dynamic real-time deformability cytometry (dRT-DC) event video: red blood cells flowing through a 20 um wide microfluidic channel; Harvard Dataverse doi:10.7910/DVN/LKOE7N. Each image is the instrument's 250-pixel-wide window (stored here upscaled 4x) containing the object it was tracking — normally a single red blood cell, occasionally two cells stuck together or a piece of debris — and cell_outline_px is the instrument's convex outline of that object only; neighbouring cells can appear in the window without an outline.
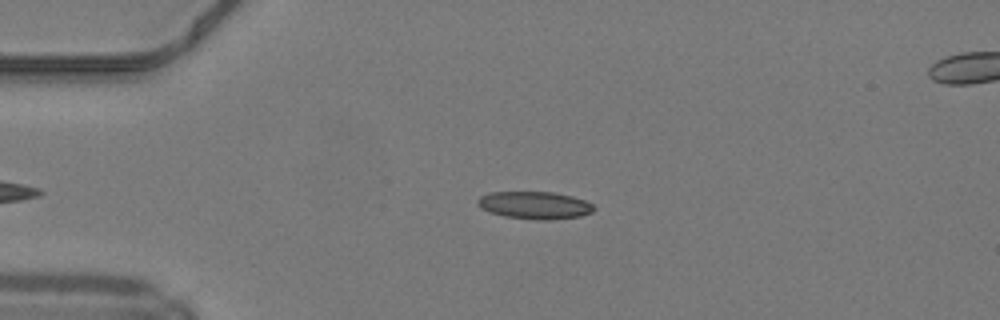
{"species": "common noctule bat (a hibernating species)", "species_latin": "Nyctalus noctula", "temperature_condition": "warm", "stored_images_in_passage": 32, "camera_frame_rate_fps": 3000, "um_per_image_px": 0.085, "animal": {"sex": "male", "body_mass_g": 19.2, "forearm_length_mm": 51.8}, "frame": {"image": 1, "passage_image": 3, "time_ms": 0.667, "image_size_px": [1000, 320], "cell_outline_px": [[596, 208], [592, 212], [580, 216], [552, 220], [536, 220], [504, 216], [488, 212], [480, 208], [476, 204], [476, 200], [480, 196], [488, 192], [556, 192], [572, 196], [584, 200], [592, 204]], "centroid_in_image_um": [45.42, 17.44], "position_along_channel_um": 39.6, "area_um2": 18.9}}
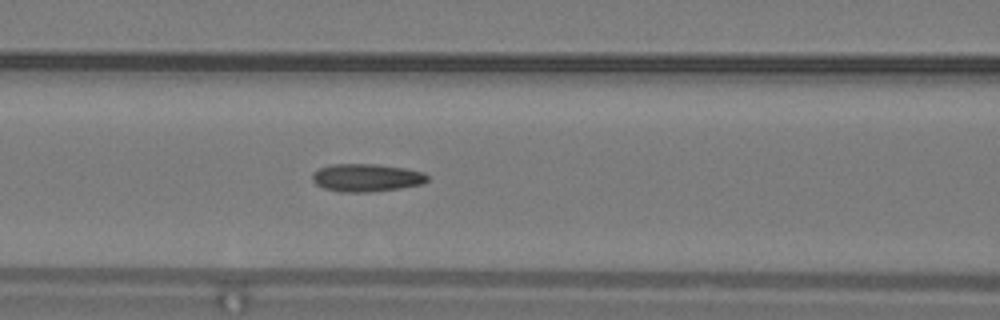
{"frame": {"image": 2, "passage_image": 12, "time_ms": 3.667, "image_size_px": [1000, 320], "cell_outline_px": [[428, 180], [424, 184], [400, 188], [368, 192], [340, 192], [324, 188], [316, 184], [312, 180], [312, 172], [320, 168], [332, 164], [376, 164], [404, 168], [424, 172], [428, 176]], "centroid_in_image_um": [31.15, 15.1], "position_along_channel_um": 135.4, "area_um2": 18.73}}
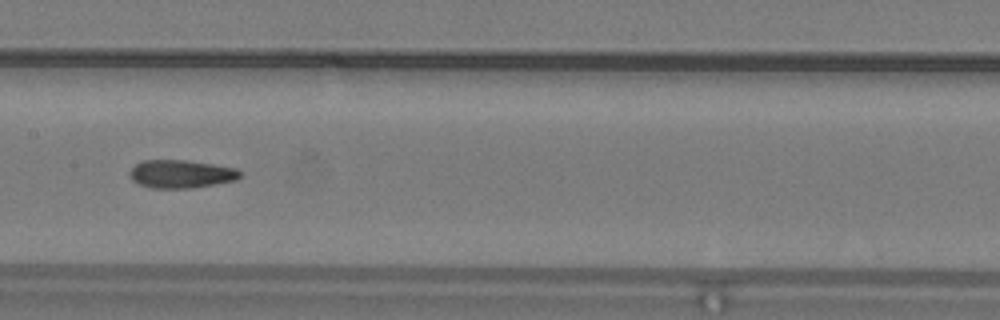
{"frame": {"image": 3, "passage_image": 16, "time_ms": 5.0, "image_size_px": [1000, 320], "cell_outline_px": [[240, 176], [236, 180], [192, 188], [152, 188], [140, 184], [132, 180], [128, 172], [140, 160], [184, 160], [212, 164], [236, 168], [240, 172]], "centroid_in_image_um": [15.36, 14.78], "position_along_channel_um": 192.0, "area_um2": 17.98}, "authors_computed_cell_mechanics": {"area_um2": 18.3804, "velocity_mm_per_s": 4.2446, "shape_relaxation_time_tau1_ms": null, "shape_relaxation_time_tau2_ms": 3.2434, "deformation_change_tau1": null, "deformation_change_tau2": 0.1193}}